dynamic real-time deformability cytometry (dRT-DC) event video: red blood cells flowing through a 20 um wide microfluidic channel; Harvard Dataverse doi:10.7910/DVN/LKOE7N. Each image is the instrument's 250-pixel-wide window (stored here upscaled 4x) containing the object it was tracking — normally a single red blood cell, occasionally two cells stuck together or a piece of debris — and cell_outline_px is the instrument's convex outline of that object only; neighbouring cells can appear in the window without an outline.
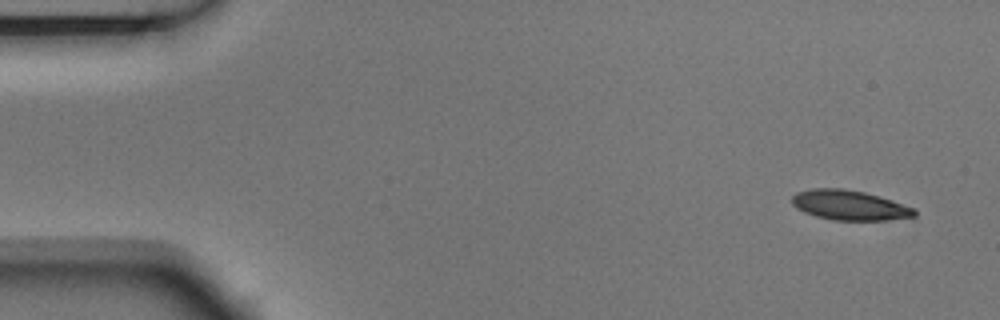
{"species": "Egyptian fruit bat (a non-hibernating species)", "species_latin": "Rousettus aegyptiacus", "temperature_condition": "room temperature", "stored_images_in_passage": 5, "camera_frame_rate_fps": 3000, "um_per_image_px": 0.085, "animal": {"sex": "male"}, "frame": {"image": 1, "passage_image": 1, "time_ms": 0.0, "image_size_px": [1000, 320], "cell_outline_px": [[916, 216], [888, 220], [832, 220], [816, 216], [804, 212], [796, 208], [792, 204], [792, 196], [796, 192], [812, 188], [844, 188], [864, 192], [880, 196], [916, 208]], "centroid_in_image_um": [72.21, 17.44], "position_along_channel_um": 12.8, "area_um2": 21.5}}
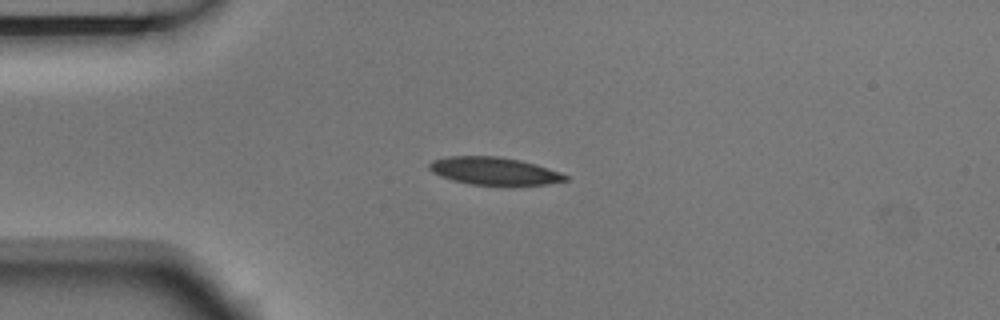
{"frame": {"image": 2, "passage_image": 4, "time_ms": 1.0, "image_size_px": [1000, 320], "cell_outline_px": [[568, 180], [548, 184], [468, 184], [452, 180], [440, 176], [432, 172], [428, 168], [428, 164], [432, 160], [444, 156], [500, 156], [520, 160], [536, 164], [560, 172], [568, 176]], "centroid_in_image_um": [41.95, 14.51], "position_along_channel_um": 43.0, "area_um2": 21.85}}